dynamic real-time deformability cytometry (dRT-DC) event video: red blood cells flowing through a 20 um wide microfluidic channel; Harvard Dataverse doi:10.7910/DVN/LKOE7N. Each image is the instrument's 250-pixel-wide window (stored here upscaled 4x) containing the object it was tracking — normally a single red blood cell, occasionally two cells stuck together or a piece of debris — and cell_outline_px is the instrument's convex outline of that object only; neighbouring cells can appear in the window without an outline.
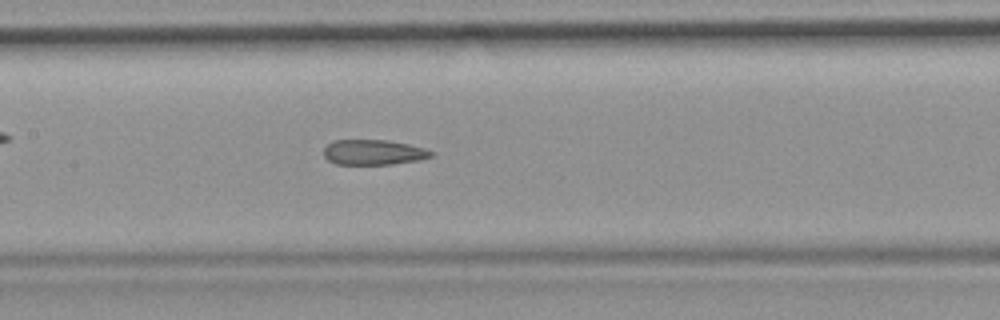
{"species": "common noctule bat (a hibernating species)", "species_latin": "Nyctalus noctula", "temperature_condition": "room temperature", "stored_images_in_passage": 44, "camera_frame_rate_fps": 3000, "um_per_image_px": 0.085, "animal": {"sex": "female", "body_mass_g": 19.9}, "frame": {"image": 1, "passage_image": 19, "time_ms": 6.0, "image_size_px": [1000, 320], "cell_outline_px": [[436, 152], [432, 156], [420, 160], [392, 164], [336, 164], [328, 160], [324, 156], [324, 148], [328, 144], [336, 140], [388, 140], [408, 144], [424, 148]], "centroid_in_image_um": [31.77, 12.94], "position_along_channel_um": 175.6, "area_um2": 15.78}}